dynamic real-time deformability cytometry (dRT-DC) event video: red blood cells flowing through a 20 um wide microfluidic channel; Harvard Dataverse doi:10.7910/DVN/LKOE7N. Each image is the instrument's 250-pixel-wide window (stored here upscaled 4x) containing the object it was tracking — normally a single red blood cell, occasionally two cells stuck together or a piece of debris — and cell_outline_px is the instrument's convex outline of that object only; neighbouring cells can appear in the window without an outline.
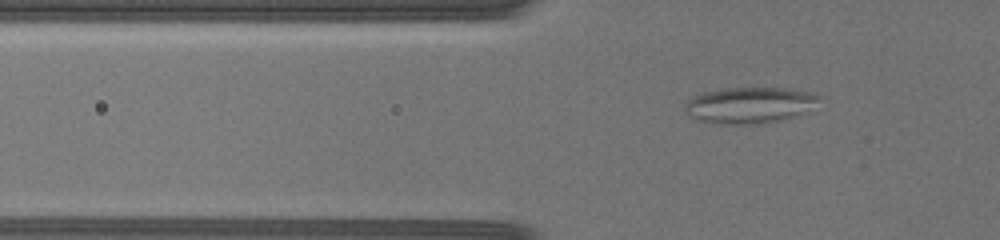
{"species": "common noctule bat (a hibernating species)", "species_latin": "Nyctalus noctula", "temperature_condition": "warm", "stored_images_in_passage": 68, "camera_frame_rate_fps": 3000, "um_per_image_px": 0.085, "animal": {"sex": "female", "body_mass_g": 19.5, "forearm_length_mm": 54.1}, "frame": {"image": 1, "passage_image": 11, "time_ms": 2.667, "image_size_px": [1000, 240], "cell_outline_px": [[820, 96], [816, 100], [800, 112], [792, 116], [780, 120], [764, 124], [716, 124], [696, 120], [688, 116], [684, 112], [684, 104], [692, 96], [704, 92], [724, 88], [792, 88], [808, 92]], "centroid_in_image_um": [63.55, 8.94], "position_along_channel_um": 62.2, "area_um2": 28.03}}
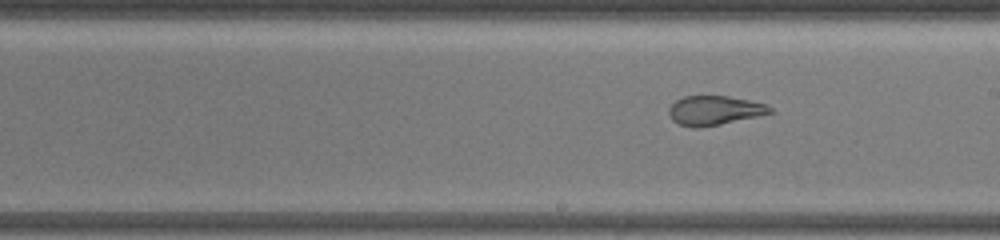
{"frame": {"image": 2, "passage_image": 37, "time_ms": 9.0, "image_size_px": [1000, 240], "cell_outline_px": [[776, 112], [720, 124], [696, 128], [692, 128], [680, 124], [672, 120], [668, 112], [668, 108], [676, 100], [684, 96], [728, 96], [768, 104]], "centroid_in_image_um": [60.74, 9.38], "position_along_channel_um": 228.3, "area_um2": 17.28}}
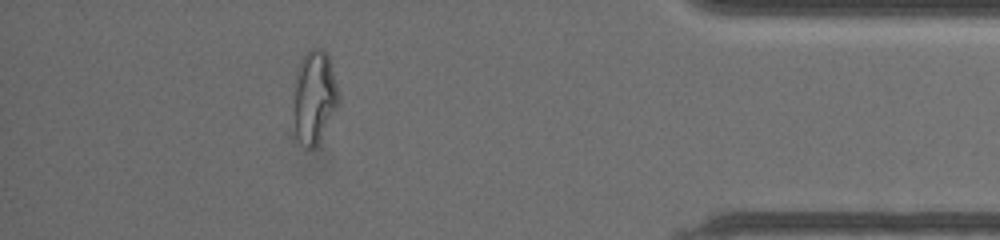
{"frame": {"image": 3, "passage_image": 60, "time_ms": 16.667, "image_size_px": [1000, 240], "cell_outline_px": [[340, 100], [316, 144], [312, 148], [308, 148], [296, 132], [292, 112], [292, 104], [296, 72], [300, 60], [312, 48], [324, 48], [328, 56], [340, 92]], "centroid_in_image_um": [26.7, 8.15], "position_along_channel_um": 408.5, "area_um2": 24.1}}